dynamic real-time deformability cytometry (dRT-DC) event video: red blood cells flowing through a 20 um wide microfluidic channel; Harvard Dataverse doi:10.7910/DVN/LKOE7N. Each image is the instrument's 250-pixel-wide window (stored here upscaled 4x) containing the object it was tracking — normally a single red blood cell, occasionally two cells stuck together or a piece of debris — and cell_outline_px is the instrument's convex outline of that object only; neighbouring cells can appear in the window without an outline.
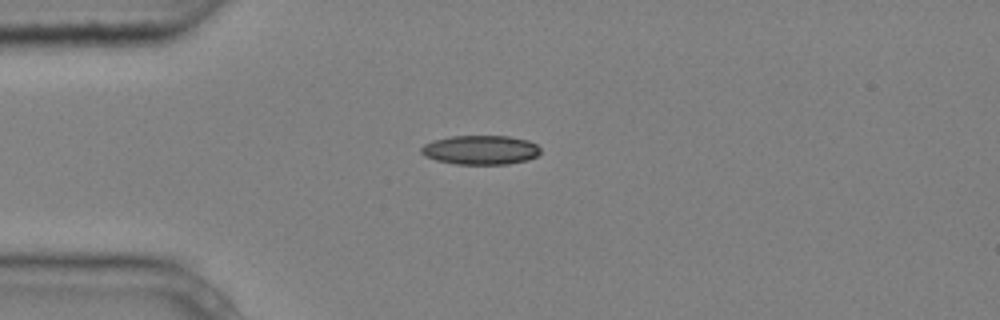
{"species": "common noctule bat (a hibernating species)", "species_latin": "Nyctalus noctula", "temperature_condition": "cold", "stored_images_in_passage": 1, "camera_frame_rate_fps": 3000, "um_per_image_px": 0.085, "animal": {"sex": "male", "body_mass_g": 20.4}, "frame": {"image": 1, "passage_image": 1, "time_ms": 0.0, "image_size_px": [1000, 320], "cell_outline_px": [[540, 152], [536, 156], [528, 160], [508, 164], [456, 164], [436, 160], [424, 156], [420, 152], [420, 148], [424, 144], [432, 140], [452, 136], [508, 136], [528, 140], [536, 144], [540, 148]], "centroid_in_image_um": [40.83, 12.74], "position_along_channel_um": 44.2, "area_um2": 20.4}}